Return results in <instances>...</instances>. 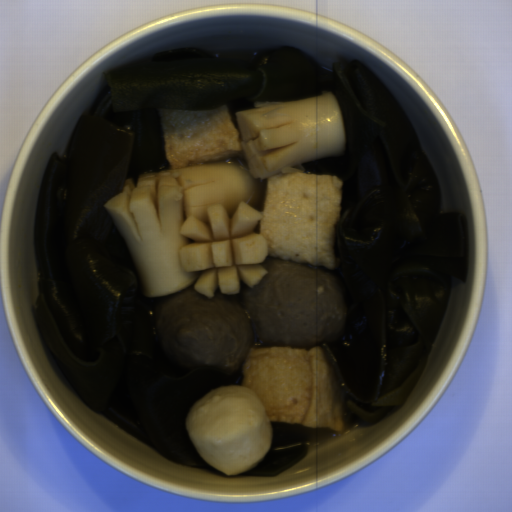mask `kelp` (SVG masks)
<instances>
[{
    "label": "kelp",
    "instance_id": "obj_1",
    "mask_svg": "<svg viewBox=\"0 0 512 512\" xmlns=\"http://www.w3.org/2000/svg\"><path fill=\"white\" fill-rule=\"evenodd\" d=\"M332 93L346 141L335 155L284 169L341 179L335 243L345 321L321 344L347 417L373 425L403 408L426 370L455 285L470 276L468 228L444 211L438 175L412 116L357 59L326 66L299 47L147 54L107 73L93 110L52 152L39 191L33 246L42 342L92 410L166 460L209 467L186 429L196 400L231 373L179 370L156 321L169 296L147 297L107 201L141 175L173 169L160 110Z\"/></svg>",
    "mask_w": 512,
    "mask_h": 512
},
{
    "label": "kelp",
    "instance_id": "obj_2",
    "mask_svg": "<svg viewBox=\"0 0 512 512\" xmlns=\"http://www.w3.org/2000/svg\"><path fill=\"white\" fill-rule=\"evenodd\" d=\"M300 424H280L273 427L269 453L242 476H274L286 473L303 456L308 447L299 431Z\"/></svg>",
    "mask_w": 512,
    "mask_h": 512
}]
</instances>
